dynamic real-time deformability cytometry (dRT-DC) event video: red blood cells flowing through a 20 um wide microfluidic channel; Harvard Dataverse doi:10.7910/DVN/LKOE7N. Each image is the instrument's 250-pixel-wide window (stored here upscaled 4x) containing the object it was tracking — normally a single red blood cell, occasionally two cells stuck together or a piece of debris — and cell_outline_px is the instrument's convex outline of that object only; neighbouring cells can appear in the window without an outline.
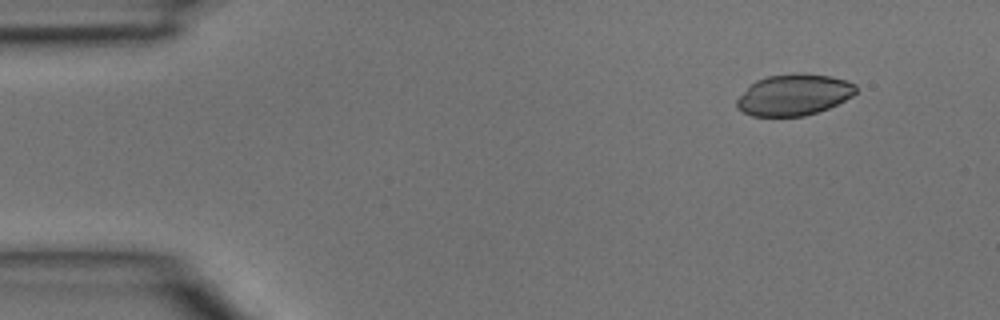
{"species": "common noctule bat (a hibernating species)", "species_latin": "Nyctalus noctula", "temperature_condition": "room temperature", "stored_images_in_passage": 3, "camera_frame_rate_fps": 3000, "um_per_image_px": 0.085, "animal": {"sex": "male", "body_mass_g": 15.6}, "frame": {"image": 1, "passage_image": 1, "time_ms": 0.0, "image_size_px": [1000, 320], "cell_outline_px": [[856, 92], [852, 96], [828, 108], [804, 116], [752, 116], [736, 108], [736, 100], [756, 80], [768, 76], [796, 72], [832, 76], [848, 80], [856, 84]], "centroid_in_image_um": [67.5, 8.05], "position_along_channel_um": 17.5, "area_um2": 28.61}}
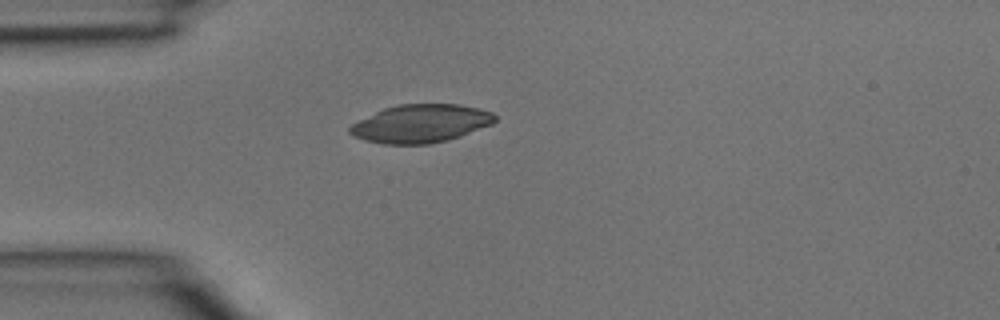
{"frame": {"image": 2, "passage_image": 3, "time_ms": 0.667, "image_size_px": [1000, 320], "cell_outline_px": [[496, 120], [492, 124], [460, 136], [448, 140], [428, 144], [384, 144], [364, 140], [348, 132], [348, 128], [352, 124], [384, 108], [400, 104], [460, 104], [492, 112], [496, 116]], "centroid_in_image_um": [35.77, 10.5], "position_along_channel_um": 49.2, "area_um2": 32.02}}